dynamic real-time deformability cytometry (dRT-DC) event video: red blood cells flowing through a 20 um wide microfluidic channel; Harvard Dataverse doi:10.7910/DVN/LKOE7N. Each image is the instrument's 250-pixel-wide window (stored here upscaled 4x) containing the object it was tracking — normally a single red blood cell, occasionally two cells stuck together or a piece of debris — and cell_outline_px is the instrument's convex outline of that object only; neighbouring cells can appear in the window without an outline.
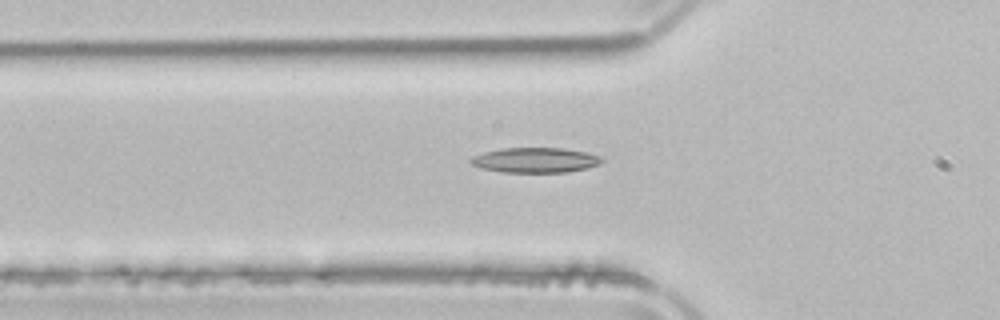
{"species": "common noctule bat (a hibernating species)", "species_latin": "Nyctalus noctula", "temperature_condition": "room temperature", "stored_images_in_passage": 47, "camera_frame_rate_fps": 3000, "um_per_image_px": 0.085, "animal": {"sex": "male", "body_mass_g": 21.5, "forearm_length_mm": 52.0}, "frame": {"image": 1, "passage_image": 18, "time_ms": 5.667, "image_size_px": [1000, 320], "cell_outline_px": [[604, 160], [600, 164], [588, 168], [568, 172], [500, 172], [480, 168], [472, 164], [468, 160], [472, 156], [484, 152], [500, 148], [564, 148], [584, 152], [600, 156]], "centroid_in_image_um": [45.48, 13.61], "position_along_channel_um": 80.3, "area_um2": 19.25}}
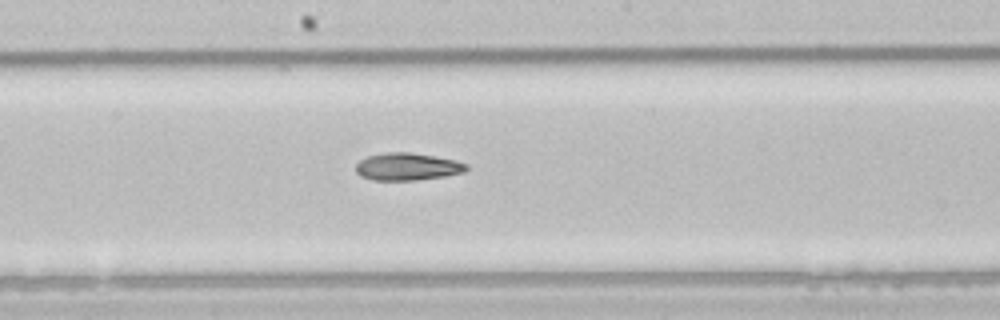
{"frame": {"image": 2, "passage_image": 28, "time_ms": 9.0, "image_size_px": [1000, 320], "cell_outline_px": [[468, 168], [464, 172], [444, 176], [412, 180], [372, 180], [360, 176], [356, 172], [356, 164], [360, 160], [368, 156], [388, 152], [408, 152], [432, 156], [452, 160], [468, 164]], "centroid_in_image_um": [34.58, 14.17], "position_along_channel_um": 213.6, "area_um2": 17.4}}
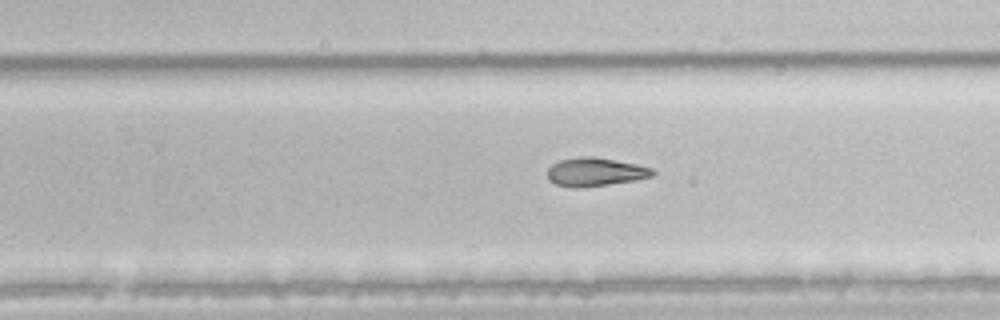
{"frame": {"image": 3, "passage_image": 33, "time_ms": 10.667, "image_size_px": [1000, 320], "cell_outline_px": [[656, 172], [652, 176], [636, 180], [584, 188], [572, 188], [556, 184], [548, 180], [548, 168], [552, 164], [560, 160], [580, 156], [596, 156], [636, 164], [652, 168]], "centroid_in_image_um": [50.59, 14.62], "position_along_channel_um": 279.2, "area_um2": 17.69}}